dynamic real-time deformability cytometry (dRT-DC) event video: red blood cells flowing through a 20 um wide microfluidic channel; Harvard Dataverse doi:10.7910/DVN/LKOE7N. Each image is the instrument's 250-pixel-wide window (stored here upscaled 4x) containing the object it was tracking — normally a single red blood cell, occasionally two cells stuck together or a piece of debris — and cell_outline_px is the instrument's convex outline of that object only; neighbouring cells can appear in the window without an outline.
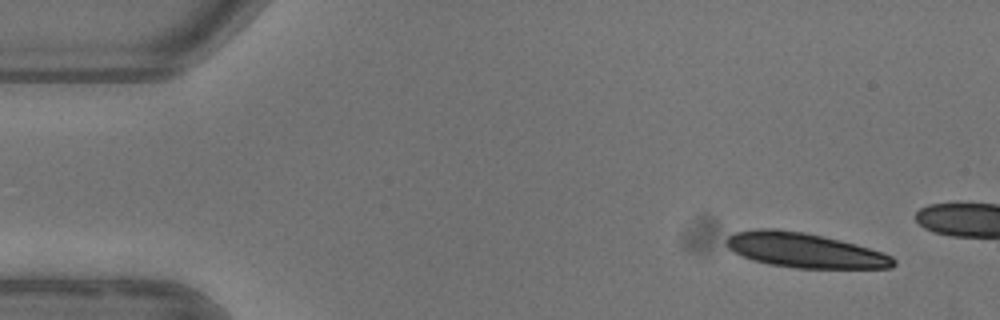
{"species": "common noctule bat (a hibernating species)", "species_latin": "Nyctalus noctula", "temperature_condition": "warm", "stored_images_in_passage": 4, "camera_frame_rate_fps": 3000, "um_per_image_px": 0.085, "animal": {"sex": "female"}, "frame": {"image": 1, "passage_image": 1, "time_ms": 0.0, "image_size_px": [1000, 320], "cell_outline_px": [[896, 264], [892, 268], [796, 268], [768, 264], [752, 260], [732, 252], [724, 244], [724, 240], [728, 236], [736, 232], [760, 228], [776, 228], [804, 232], [824, 236], [856, 244], [892, 256], [896, 260]], "centroid_in_image_um": [68.35, 21.27], "position_along_channel_um": 16.7, "area_um2": 34.04}}